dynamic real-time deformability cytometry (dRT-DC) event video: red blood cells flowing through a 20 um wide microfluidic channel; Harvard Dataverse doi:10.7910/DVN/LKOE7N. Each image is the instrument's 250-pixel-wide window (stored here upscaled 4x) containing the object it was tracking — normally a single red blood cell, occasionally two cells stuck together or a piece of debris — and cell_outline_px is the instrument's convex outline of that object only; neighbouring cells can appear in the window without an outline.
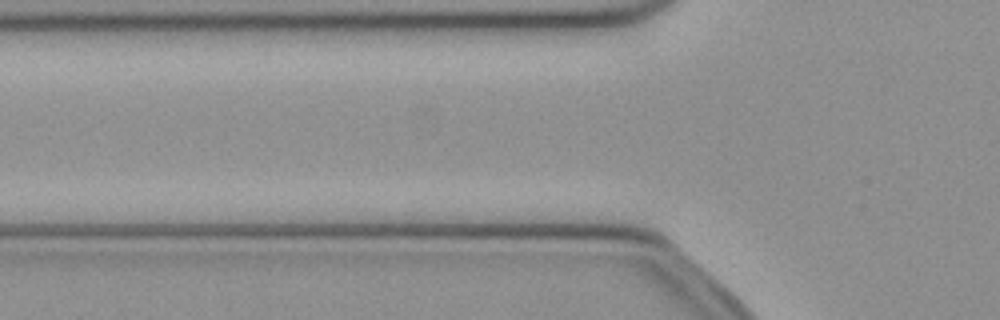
{"species": "common noctule bat (a hibernating species)", "species_latin": "Nyctalus noctula", "temperature_condition": "cold", "stored_images_in_passage": 4, "camera_frame_rate_fps": 3000, "um_per_image_px": 0.085, "animal": {"sex": "female", "body_mass_g": 21.9}, "frame": {"image": 1, "passage_image": 4, "time_ms": 1.0, "image_size_px": [1000, 320], "cell_outline_px": [[672, 276], [480, 252], [488, 248], [640, 252], [652, 256], [664, 264]], "centroid_in_image_um": [50.33, 22.0], "position_along_channel_um": 75.5, "area_um2": 17.05}}